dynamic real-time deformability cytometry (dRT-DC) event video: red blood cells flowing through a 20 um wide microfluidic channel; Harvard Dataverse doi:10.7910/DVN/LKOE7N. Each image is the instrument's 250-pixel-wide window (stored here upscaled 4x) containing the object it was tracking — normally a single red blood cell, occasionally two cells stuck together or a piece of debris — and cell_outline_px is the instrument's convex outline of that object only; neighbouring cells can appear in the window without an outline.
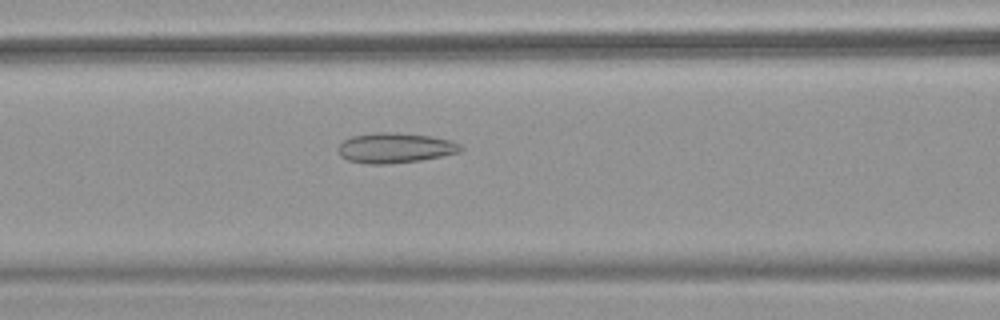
{"species": "common noctule bat (a hibernating species)", "species_latin": "Nyctalus noctula", "temperature_condition": "warm", "stored_images_in_passage": 52, "camera_frame_rate_fps": 3000, "um_per_image_px": 0.085, "animal": {"sex": "female", "body_mass_g": 18.4}, "frame": {"image": 1, "passage_image": 22, "time_ms": 7.0, "image_size_px": [1000, 320], "cell_outline_px": [[464, 148], [460, 152], [420, 160], [388, 164], [368, 164], [348, 160], [340, 156], [336, 148], [344, 140], [352, 136], [376, 132], [392, 132], [432, 136], [448, 140], [460, 144]], "centroid_in_image_um": [33.55, 12.57], "position_along_channel_um": 133.0, "area_um2": 21.5}}
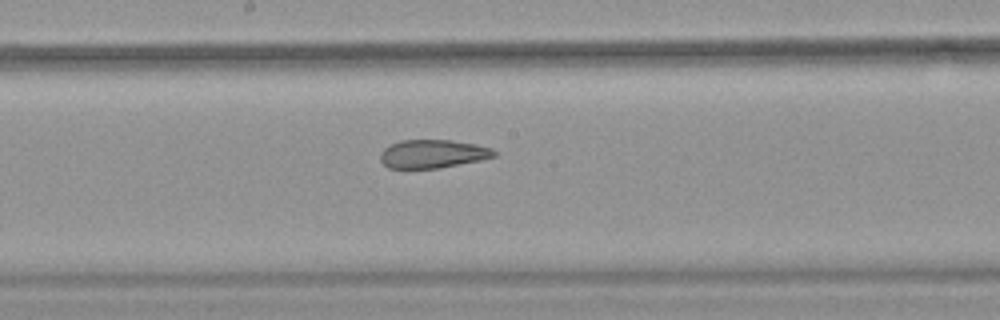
{"frame": {"image": 2, "passage_image": 28, "time_ms": 9.0, "image_size_px": [1000, 320], "cell_outline_px": [[496, 156], [480, 160], [440, 168], [388, 168], [380, 160], [380, 152], [384, 148], [400, 140], [452, 140], [476, 144], [492, 148], [496, 152]], "centroid_in_image_um": [36.78, 13.07], "position_along_channel_um": 211.4, "area_um2": 18.84}}
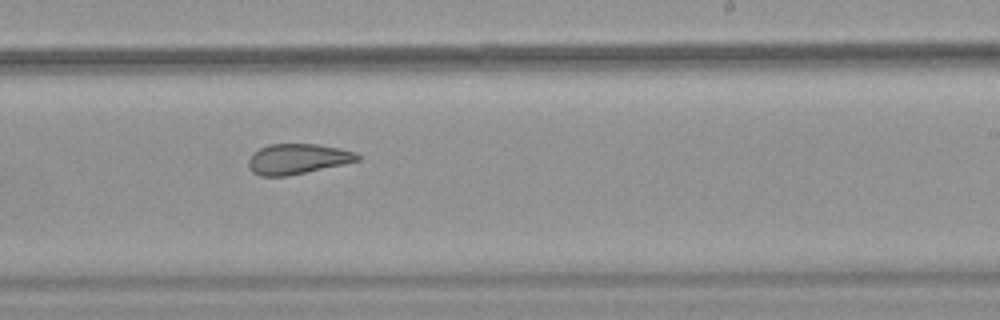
{"frame": {"image": 3, "passage_image": 32, "time_ms": 10.333, "image_size_px": [1000, 320], "cell_outline_px": [[360, 160], [288, 176], [260, 176], [252, 172], [248, 164], [248, 160], [252, 152], [268, 144], [316, 144], [340, 148], [356, 152], [360, 156]], "centroid_in_image_um": [25.26, 13.5], "position_along_channel_um": 263.7, "area_um2": 19.25}, "authors_computed_cell_mechanics": {"area_um2": 24.2471, "velocity_mm_per_s": 3.9386, "shape_relaxation_time_tau1_ms": null, "shape_relaxation_time_tau2_ms": 2.2097, "deformation_change_tau1": null, "deformation_change_tau2": 0.0947}}